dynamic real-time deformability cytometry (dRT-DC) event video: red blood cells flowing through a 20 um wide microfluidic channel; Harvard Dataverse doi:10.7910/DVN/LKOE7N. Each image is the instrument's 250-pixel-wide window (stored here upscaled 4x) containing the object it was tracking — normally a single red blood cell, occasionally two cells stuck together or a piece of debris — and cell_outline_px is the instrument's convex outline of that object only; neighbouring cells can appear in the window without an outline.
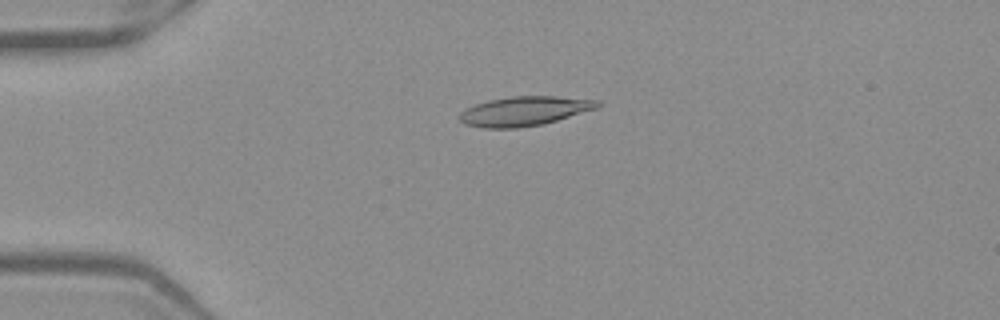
{"species": "Egyptian fruit bat (a non-hibernating species)", "species_latin": "Rousettus aegyptiacus", "temperature_condition": "warm", "stored_images_in_passage": 52, "camera_frame_rate_fps": 3000, "um_per_image_px": 0.085, "frame": {"image": 1, "passage_image": 13, "time_ms": 4.0, "image_size_px": [1000, 320], "cell_outline_px": [[600, 104], [596, 108], [544, 124], [516, 128], [484, 128], [464, 124], [460, 120], [460, 112], [464, 108], [488, 100], [512, 96], [556, 96], [600, 100]], "centroid_in_image_um": [44.54, 9.44], "position_along_channel_um": 40.5, "area_um2": 23.58}}
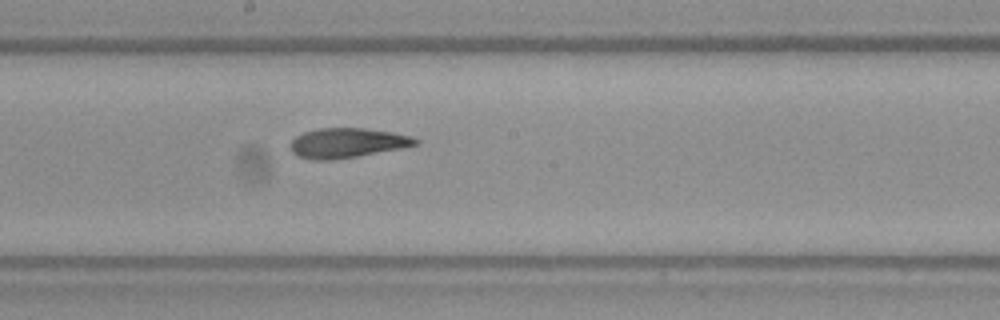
{"frame": {"image": 2, "passage_image": 29, "time_ms": 9.333, "image_size_px": [1000, 320], "cell_outline_px": [[420, 144], [404, 148], [332, 160], [312, 160], [296, 156], [292, 152], [292, 140], [296, 136], [304, 132], [320, 128], [364, 128], [392, 132], [412, 136], [420, 140]], "centroid_in_image_um": [29.55, 12.15], "position_along_channel_um": 218.6, "area_um2": 21.73}}
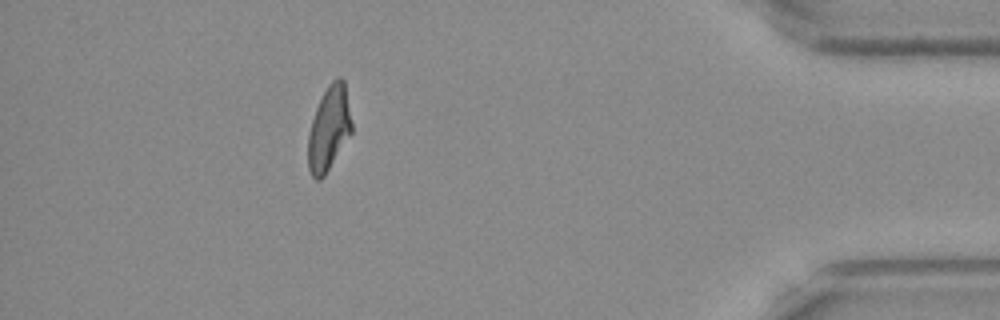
{"frame": {"image": 3, "passage_image": 47, "time_ms": 15.333, "image_size_px": [1000, 320], "cell_outline_px": [[352, 132], [324, 176], [320, 180], [316, 180], [312, 176], [308, 168], [308, 132], [316, 108], [328, 84], [336, 76], [340, 76], [344, 80], [352, 124]], "centroid_in_image_um": [27.96, 10.91], "position_along_channel_um": 407.2, "area_um2": 21.39}, "authors_computed_cell_mechanics": {"area_um2": 22.3108, "velocity_mm_per_s": 3.9383, "shape_relaxation_time_tau1_ms": null, "shape_relaxation_time_tau2_ms": 2.4992, "deformation_change_tau1": null, "deformation_change_tau2": 0.1015}}